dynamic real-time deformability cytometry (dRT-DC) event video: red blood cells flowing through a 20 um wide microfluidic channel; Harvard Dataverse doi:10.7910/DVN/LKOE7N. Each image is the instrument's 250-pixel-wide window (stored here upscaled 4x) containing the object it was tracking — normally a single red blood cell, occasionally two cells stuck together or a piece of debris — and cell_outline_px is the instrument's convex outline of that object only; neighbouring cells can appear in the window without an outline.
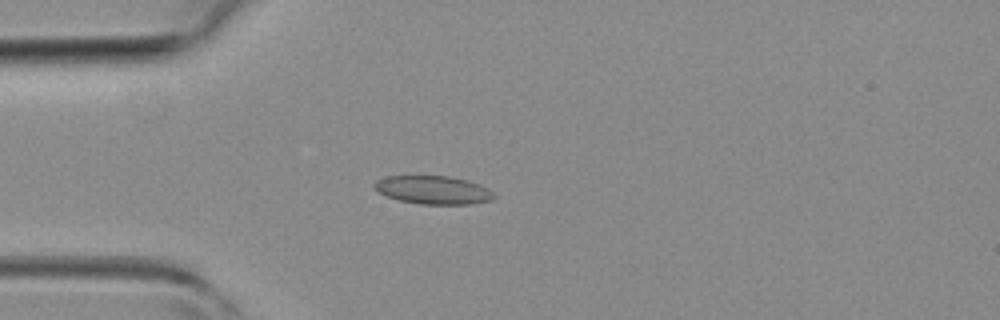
{"species": "common noctule bat (a hibernating species)", "species_latin": "Nyctalus noctula", "temperature_condition": "room temperature", "stored_images_in_passage": 36, "camera_frame_rate_fps": 3000, "um_per_image_px": 0.085, "animal": {"sex": "female", "body_mass_g": 19.3, "forearm_length_mm": 54.1}, "frame": {"image": 1, "passage_image": 4, "time_ms": 1.0, "image_size_px": [1000, 320], "cell_outline_px": [[496, 196], [492, 200], [472, 204], [420, 204], [400, 200], [376, 192], [372, 188], [372, 184], [376, 180], [388, 176], [448, 176], [468, 180], [480, 184], [488, 188]], "centroid_in_image_um": [36.81, 16.14], "position_along_channel_um": 48.2, "area_um2": 19.88}}
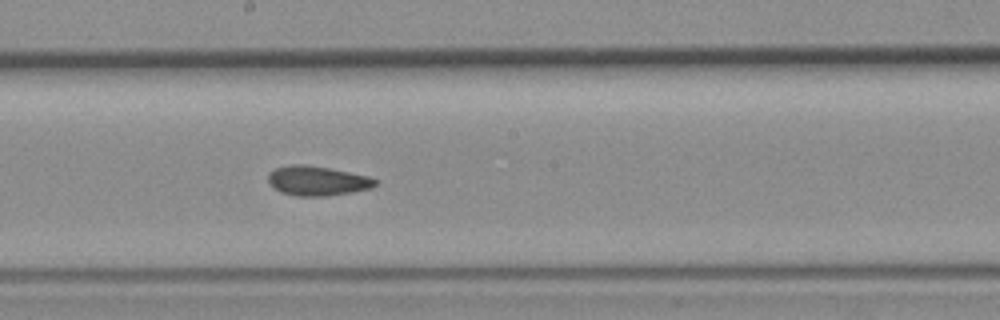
{"frame": {"image": 2, "passage_image": 16, "time_ms": 5.0, "image_size_px": [1000, 320], "cell_outline_px": [[380, 184], [372, 188], [352, 192], [328, 196], [296, 196], [280, 192], [268, 180], [268, 172], [276, 168], [292, 164], [300, 164], [328, 168], [368, 176], [380, 180]], "centroid_in_image_um": [27.03, 15.38], "position_along_channel_um": 221.2, "area_um2": 18.5}}
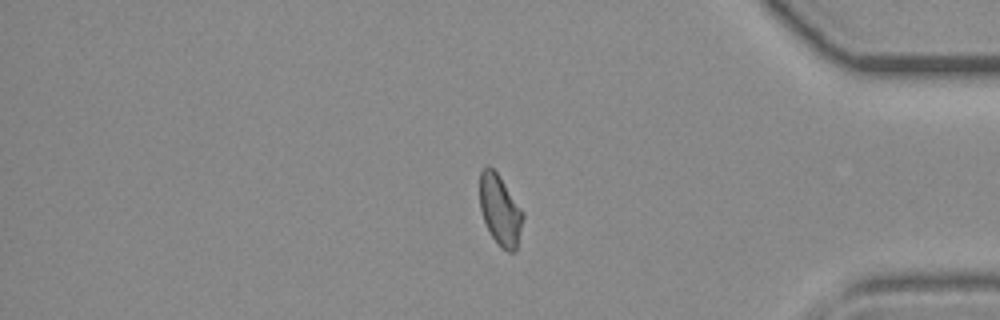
{"frame": {"image": 3, "passage_image": 29, "time_ms": 9.333, "image_size_px": [1000, 320], "cell_outline_px": [[524, 216], [516, 252], [508, 252], [500, 248], [492, 236], [484, 220], [480, 208], [480, 172], [488, 164], [500, 176], [524, 212]], "centroid_in_image_um": [42.52, 17.87], "position_along_channel_um": 392.7, "area_um2": 17.8}}